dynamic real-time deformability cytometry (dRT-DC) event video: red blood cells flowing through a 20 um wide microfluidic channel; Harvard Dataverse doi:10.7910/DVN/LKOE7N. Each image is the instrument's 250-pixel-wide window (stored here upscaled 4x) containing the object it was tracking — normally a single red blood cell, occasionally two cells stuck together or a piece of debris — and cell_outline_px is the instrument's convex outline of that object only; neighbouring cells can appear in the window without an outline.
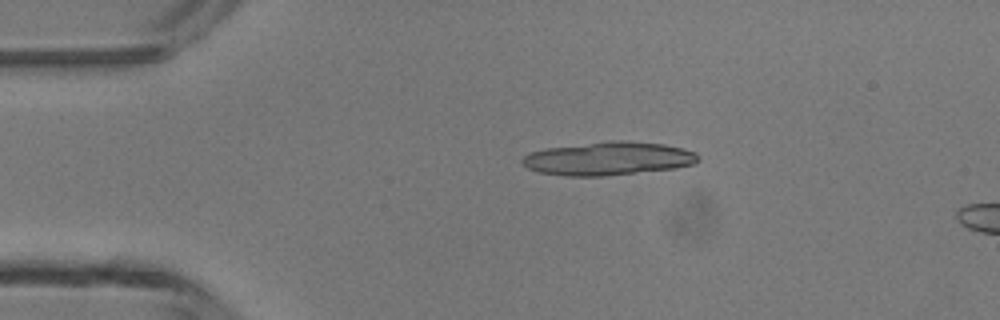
{"species": "common noctule bat (a hibernating species)", "species_latin": "Nyctalus noctula", "temperature_condition": "room temperature", "stored_images_in_passage": 5, "camera_frame_rate_fps": 3000, "um_per_image_px": 0.085, "animal": {"sex": "male", "body_mass_g": 13.3}, "frame": {"image": 1, "passage_image": 1, "time_ms": 0.0, "image_size_px": [1000, 320], "cell_outline_px": [[700, 160], [696, 164], [676, 168], [604, 176], [564, 176], [540, 172], [528, 168], [520, 160], [524, 156], [532, 152], [544, 148], [612, 140], [628, 140], [664, 144], [696, 152], [700, 156]], "centroid_in_image_um": [51.74, 13.47], "position_along_channel_um": 33.3, "area_um2": 34.39}}